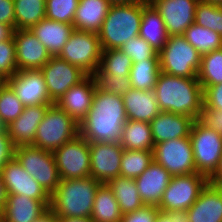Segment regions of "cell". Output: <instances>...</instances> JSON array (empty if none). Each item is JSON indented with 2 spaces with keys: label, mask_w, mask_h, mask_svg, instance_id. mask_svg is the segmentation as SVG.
I'll use <instances>...</instances> for the list:
<instances>
[{
  "label": "cell",
  "mask_w": 222,
  "mask_h": 222,
  "mask_svg": "<svg viewBox=\"0 0 222 222\" xmlns=\"http://www.w3.org/2000/svg\"><path fill=\"white\" fill-rule=\"evenodd\" d=\"M107 184L114 193L123 215L134 212L145 205L138 193L134 179L118 176Z\"/></svg>",
  "instance_id": "obj_31"
},
{
  "label": "cell",
  "mask_w": 222,
  "mask_h": 222,
  "mask_svg": "<svg viewBox=\"0 0 222 222\" xmlns=\"http://www.w3.org/2000/svg\"><path fill=\"white\" fill-rule=\"evenodd\" d=\"M50 99L55 103L68 89L83 81L88 74L76 65L52 56L40 69Z\"/></svg>",
  "instance_id": "obj_13"
},
{
  "label": "cell",
  "mask_w": 222,
  "mask_h": 222,
  "mask_svg": "<svg viewBox=\"0 0 222 222\" xmlns=\"http://www.w3.org/2000/svg\"><path fill=\"white\" fill-rule=\"evenodd\" d=\"M158 54L161 72L177 77L197 78L201 54L183 35L168 36Z\"/></svg>",
  "instance_id": "obj_6"
},
{
  "label": "cell",
  "mask_w": 222,
  "mask_h": 222,
  "mask_svg": "<svg viewBox=\"0 0 222 222\" xmlns=\"http://www.w3.org/2000/svg\"><path fill=\"white\" fill-rule=\"evenodd\" d=\"M74 29L73 24L54 21L45 17L30 30L52 56H58Z\"/></svg>",
  "instance_id": "obj_26"
},
{
  "label": "cell",
  "mask_w": 222,
  "mask_h": 222,
  "mask_svg": "<svg viewBox=\"0 0 222 222\" xmlns=\"http://www.w3.org/2000/svg\"><path fill=\"white\" fill-rule=\"evenodd\" d=\"M209 182L213 185L222 188V156L220 160L219 167L214 175L209 179Z\"/></svg>",
  "instance_id": "obj_51"
},
{
  "label": "cell",
  "mask_w": 222,
  "mask_h": 222,
  "mask_svg": "<svg viewBox=\"0 0 222 222\" xmlns=\"http://www.w3.org/2000/svg\"><path fill=\"white\" fill-rule=\"evenodd\" d=\"M132 60L120 49L102 50L99 68L94 74L129 76Z\"/></svg>",
  "instance_id": "obj_36"
},
{
  "label": "cell",
  "mask_w": 222,
  "mask_h": 222,
  "mask_svg": "<svg viewBox=\"0 0 222 222\" xmlns=\"http://www.w3.org/2000/svg\"><path fill=\"white\" fill-rule=\"evenodd\" d=\"M14 145L7 133H0V171L14 157Z\"/></svg>",
  "instance_id": "obj_48"
},
{
  "label": "cell",
  "mask_w": 222,
  "mask_h": 222,
  "mask_svg": "<svg viewBox=\"0 0 222 222\" xmlns=\"http://www.w3.org/2000/svg\"><path fill=\"white\" fill-rule=\"evenodd\" d=\"M171 177L163 166L153 160L149 167L134 179L143 203L158 207Z\"/></svg>",
  "instance_id": "obj_22"
},
{
  "label": "cell",
  "mask_w": 222,
  "mask_h": 222,
  "mask_svg": "<svg viewBox=\"0 0 222 222\" xmlns=\"http://www.w3.org/2000/svg\"><path fill=\"white\" fill-rule=\"evenodd\" d=\"M159 73L158 53L152 59L133 62L129 75L131 88L142 91H154Z\"/></svg>",
  "instance_id": "obj_32"
},
{
  "label": "cell",
  "mask_w": 222,
  "mask_h": 222,
  "mask_svg": "<svg viewBox=\"0 0 222 222\" xmlns=\"http://www.w3.org/2000/svg\"><path fill=\"white\" fill-rule=\"evenodd\" d=\"M0 133H7V126L0 118Z\"/></svg>",
  "instance_id": "obj_58"
},
{
  "label": "cell",
  "mask_w": 222,
  "mask_h": 222,
  "mask_svg": "<svg viewBox=\"0 0 222 222\" xmlns=\"http://www.w3.org/2000/svg\"><path fill=\"white\" fill-rule=\"evenodd\" d=\"M128 57L131 58L132 63L137 61H145V59H152L158 52L139 35L130 38L120 48Z\"/></svg>",
  "instance_id": "obj_41"
},
{
  "label": "cell",
  "mask_w": 222,
  "mask_h": 222,
  "mask_svg": "<svg viewBox=\"0 0 222 222\" xmlns=\"http://www.w3.org/2000/svg\"><path fill=\"white\" fill-rule=\"evenodd\" d=\"M7 83V79L0 75V90Z\"/></svg>",
  "instance_id": "obj_59"
},
{
  "label": "cell",
  "mask_w": 222,
  "mask_h": 222,
  "mask_svg": "<svg viewBox=\"0 0 222 222\" xmlns=\"http://www.w3.org/2000/svg\"><path fill=\"white\" fill-rule=\"evenodd\" d=\"M50 202L8 194L0 222H35L50 211Z\"/></svg>",
  "instance_id": "obj_20"
},
{
  "label": "cell",
  "mask_w": 222,
  "mask_h": 222,
  "mask_svg": "<svg viewBox=\"0 0 222 222\" xmlns=\"http://www.w3.org/2000/svg\"><path fill=\"white\" fill-rule=\"evenodd\" d=\"M17 71L15 41L11 36L7 40L0 41V75L8 80Z\"/></svg>",
  "instance_id": "obj_42"
},
{
  "label": "cell",
  "mask_w": 222,
  "mask_h": 222,
  "mask_svg": "<svg viewBox=\"0 0 222 222\" xmlns=\"http://www.w3.org/2000/svg\"><path fill=\"white\" fill-rule=\"evenodd\" d=\"M197 173L210 179L217 171L222 156V136L196 119L190 132Z\"/></svg>",
  "instance_id": "obj_7"
},
{
  "label": "cell",
  "mask_w": 222,
  "mask_h": 222,
  "mask_svg": "<svg viewBox=\"0 0 222 222\" xmlns=\"http://www.w3.org/2000/svg\"><path fill=\"white\" fill-rule=\"evenodd\" d=\"M8 194H18L40 201H51V195L31 175L15 157L10 159L0 171Z\"/></svg>",
  "instance_id": "obj_17"
},
{
  "label": "cell",
  "mask_w": 222,
  "mask_h": 222,
  "mask_svg": "<svg viewBox=\"0 0 222 222\" xmlns=\"http://www.w3.org/2000/svg\"><path fill=\"white\" fill-rule=\"evenodd\" d=\"M176 222H189L187 211L176 210Z\"/></svg>",
  "instance_id": "obj_54"
},
{
  "label": "cell",
  "mask_w": 222,
  "mask_h": 222,
  "mask_svg": "<svg viewBox=\"0 0 222 222\" xmlns=\"http://www.w3.org/2000/svg\"><path fill=\"white\" fill-rule=\"evenodd\" d=\"M96 88L94 76L88 75L79 84L68 89L55 104L80 125L90 110Z\"/></svg>",
  "instance_id": "obj_19"
},
{
  "label": "cell",
  "mask_w": 222,
  "mask_h": 222,
  "mask_svg": "<svg viewBox=\"0 0 222 222\" xmlns=\"http://www.w3.org/2000/svg\"><path fill=\"white\" fill-rule=\"evenodd\" d=\"M203 107L222 111V83L208 86L203 90Z\"/></svg>",
  "instance_id": "obj_45"
},
{
  "label": "cell",
  "mask_w": 222,
  "mask_h": 222,
  "mask_svg": "<svg viewBox=\"0 0 222 222\" xmlns=\"http://www.w3.org/2000/svg\"><path fill=\"white\" fill-rule=\"evenodd\" d=\"M127 120L122 96L97 87L90 110L80 123V135L88 142L119 143Z\"/></svg>",
  "instance_id": "obj_1"
},
{
  "label": "cell",
  "mask_w": 222,
  "mask_h": 222,
  "mask_svg": "<svg viewBox=\"0 0 222 222\" xmlns=\"http://www.w3.org/2000/svg\"><path fill=\"white\" fill-rule=\"evenodd\" d=\"M197 78L203 90L222 83V48L201 55Z\"/></svg>",
  "instance_id": "obj_35"
},
{
  "label": "cell",
  "mask_w": 222,
  "mask_h": 222,
  "mask_svg": "<svg viewBox=\"0 0 222 222\" xmlns=\"http://www.w3.org/2000/svg\"><path fill=\"white\" fill-rule=\"evenodd\" d=\"M14 157L50 195L56 190L61 179L53 152L23 145L14 148Z\"/></svg>",
  "instance_id": "obj_8"
},
{
  "label": "cell",
  "mask_w": 222,
  "mask_h": 222,
  "mask_svg": "<svg viewBox=\"0 0 222 222\" xmlns=\"http://www.w3.org/2000/svg\"><path fill=\"white\" fill-rule=\"evenodd\" d=\"M102 47L98 33L75 30L58 57L93 75L99 68Z\"/></svg>",
  "instance_id": "obj_9"
},
{
  "label": "cell",
  "mask_w": 222,
  "mask_h": 222,
  "mask_svg": "<svg viewBox=\"0 0 222 222\" xmlns=\"http://www.w3.org/2000/svg\"><path fill=\"white\" fill-rule=\"evenodd\" d=\"M186 211L189 222H222V188L208 182Z\"/></svg>",
  "instance_id": "obj_24"
},
{
  "label": "cell",
  "mask_w": 222,
  "mask_h": 222,
  "mask_svg": "<svg viewBox=\"0 0 222 222\" xmlns=\"http://www.w3.org/2000/svg\"><path fill=\"white\" fill-rule=\"evenodd\" d=\"M154 222H176V210L158 212Z\"/></svg>",
  "instance_id": "obj_49"
},
{
  "label": "cell",
  "mask_w": 222,
  "mask_h": 222,
  "mask_svg": "<svg viewBox=\"0 0 222 222\" xmlns=\"http://www.w3.org/2000/svg\"><path fill=\"white\" fill-rule=\"evenodd\" d=\"M195 119L191 116L160 112L151 122L154 144L189 137Z\"/></svg>",
  "instance_id": "obj_23"
},
{
  "label": "cell",
  "mask_w": 222,
  "mask_h": 222,
  "mask_svg": "<svg viewBox=\"0 0 222 222\" xmlns=\"http://www.w3.org/2000/svg\"><path fill=\"white\" fill-rule=\"evenodd\" d=\"M49 106H25L21 115L7 126V134L14 147L33 145L37 127Z\"/></svg>",
  "instance_id": "obj_21"
},
{
  "label": "cell",
  "mask_w": 222,
  "mask_h": 222,
  "mask_svg": "<svg viewBox=\"0 0 222 222\" xmlns=\"http://www.w3.org/2000/svg\"><path fill=\"white\" fill-rule=\"evenodd\" d=\"M110 5L108 0H79L73 21L75 30L98 33Z\"/></svg>",
  "instance_id": "obj_27"
},
{
  "label": "cell",
  "mask_w": 222,
  "mask_h": 222,
  "mask_svg": "<svg viewBox=\"0 0 222 222\" xmlns=\"http://www.w3.org/2000/svg\"><path fill=\"white\" fill-rule=\"evenodd\" d=\"M194 22L222 36V7L199 1Z\"/></svg>",
  "instance_id": "obj_39"
},
{
  "label": "cell",
  "mask_w": 222,
  "mask_h": 222,
  "mask_svg": "<svg viewBox=\"0 0 222 222\" xmlns=\"http://www.w3.org/2000/svg\"><path fill=\"white\" fill-rule=\"evenodd\" d=\"M158 212V207L144 205L134 212L124 214L120 222H154Z\"/></svg>",
  "instance_id": "obj_44"
},
{
  "label": "cell",
  "mask_w": 222,
  "mask_h": 222,
  "mask_svg": "<svg viewBox=\"0 0 222 222\" xmlns=\"http://www.w3.org/2000/svg\"><path fill=\"white\" fill-rule=\"evenodd\" d=\"M153 152L124 149L121 157L120 176L135 179L153 162Z\"/></svg>",
  "instance_id": "obj_37"
},
{
  "label": "cell",
  "mask_w": 222,
  "mask_h": 222,
  "mask_svg": "<svg viewBox=\"0 0 222 222\" xmlns=\"http://www.w3.org/2000/svg\"><path fill=\"white\" fill-rule=\"evenodd\" d=\"M79 0H46V18L73 24Z\"/></svg>",
  "instance_id": "obj_40"
},
{
  "label": "cell",
  "mask_w": 222,
  "mask_h": 222,
  "mask_svg": "<svg viewBox=\"0 0 222 222\" xmlns=\"http://www.w3.org/2000/svg\"><path fill=\"white\" fill-rule=\"evenodd\" d=\"M164 21L168 36L184 35L195 21L199 0H148Z\"/></svg>",
  "instance_id": "obj_15"
},
{
  "label": "cell",
  "mask_w": 222,
  "mask_h": 222,
  "mask_svg": "<svg viewBox=\"0 0 222 222\" xmlns=\"http://www.w3.org/2000/svg\"><path fill=\"white\" fill-rule=\"evenodd\" d=\"M123 214L108 184H101L95 195L90 218L94 222H120Z\"/></svg>",
  "instance_id": "obj_30"
},
{
  "label": "cell",
  "mask_w": 222,
  "mask_h": 222,
  "mask_svg": "<svg viewBox=\"0 0 222 222\" xmlns=\"http://www.w3.org/2000/svg\"><path fill=\"white\" fill-rule=\"evenodd\" d=\"M90 177L102 184L120 176L121 157L124 148L120 143L89 142Z\"/></svg>",
  "instance_id": "obj_14"
},
{
  "label": "cell",
  "mask_w": 222,
  "mask_h": 222,
  "mask_svg": "<svg viewBox=\"0 0 222 222\" xmlns=\"http://www.w3.org/2000/svg\"><path fill=\"white\" fill-rule=\"evenodd\" d=\"M60 179H78L90 176L89 142L78 135L53 152Z\"/></svg>",
  "instance_id": "obj_12"
},
{
  "label": "cell",
  "mask_w": 222,
  "mask_h": 222,
  "mask_svg": "<svg viewBox=\"0 0 222 222\" xmlns=\"http://www.w3.org/2000/svg\"><path fill=\"white\" fill-rule=\"evenodd\" d=\"M119 143L124 149L153 152L155 144L151 124L144 121L127 120L122 128Z\"/></svg>",
  "instance_id": "obj_29"
},
{
  "label": "cell",
  "mask_w": 222,
  "mask_h": 222,
  "mask_svg": "<svg viewBox=\"0 0 222 222\" xmlns=\"http://www.w3.org/2000/svg\"><path fill=\"white\" fill-rule=\"evenodd\" d=\"M59 222H94L90 217H57Z\"/></svg>",
  "instance_id": "obj_53"
},
{
  "label": "cell",
  "mask_w": 222,
  "mask_h": 222,
  "mask_svg": "<svg viewBox=\"0 0 222 222\" xmlns=\"http://www.w3.org/2000/svg\"><path fill=\"white\" fill-rule=\"evenodd\" d=\"M122 99L128 120L150 123L161 112L154 91L130 88Z\"/></svg>",
  "instance_id": "obj_25"
},
{
  "label": "cell",
  "mask_w": 222,
  "mask_h": 222,
  "mask_svg": "<svg viewBox=\"0 0 222 222\" xmlns=\"http://www.w3.org/2000/svg\"><path fill=\"white\" fill-rule=\"evenodd\" d=\"M24 106L52 105L45 79L40 70L17 71L7 80Z\"/></svg>",
  "instance_id": "obj_16"
},
{
  "label": "cell",
  "mask_w": 222,
  "mask_h": 222,
  "mask_svg": "<svg viewBox=\"0 0 222 222\" xmlns=\"http://www.w3.org/2000/svg\"><path fill=\"white\" fill-rule=\"evenodd\" d=\"M12 33L13 29L9 25L0 23V41L9 39Z\"/></svg>",
  "instance_id": "obj_52"
},
{
  "label": "cell",
  "mask_w": 222,
  "mask_h": 222,
  "mask_svg": "<svg viewBox=\"0 0 222 222\" xmlns=\"http://www.w3.org/2000/svg\"><path fill=\"white\" fill-rule=\"evenodd\" d=\"M35 222H59V221L57 217L49 211L46 215H44L42 218H40Z\"/></svg>",
  "instance_id": "obj_55"
},
{
  "label": "cell",
  "mask_w": 222,
  "mask_h": 222,
  "mask_svg": "<svg viewBox=\"0 0 222 222\" xmlns=\"http://www.w3.org/2000/svg\"><path fill=\"white\" fill-rule=\"evenodd\" d=\"M204 3L212 4L218 7H222V0H199Z\"/></svg>",
  "instance_id": "obj_57"
},
{
  "label": "cell",
  "mask_w": 222,
  "mask_h": 222,
  "mask_svg": "<svg viewBox=\"0 0 222 222\" xmlns=\"http://www.w3.org/2000/svg\"><path fill=\"white\" fill-rule=\"evenodd\" d=\"M143 0L129 4H111L98 32L102 50L119 49L140 33Z\"/></svg>",
  "instance_id": "obj_4"
},
{
  "label": "cell",
  "mask_w": 222,
  "mask_h": 222,
  "mask_svg": "<svg viewBox=\"0 0 222 222\" xmlns=\"http://www.w3.org/2000/svg\"><path fill=\"white\" fill-rule=\"evenodd\" d=\"M200 120L222 136V111L203 107Z\"/></svg>",
  "instance_id": "obj_46"
},
{
  "label": "cell",
  "mask_w": 222,
  "mask_h": 222,
  "mask_svg": "<svg viewBox=\"0 0 222 222\" xmlns=\"http://www.w3.org/2000/svg\"><path fill=\"white\" fill-rule=\"evenodd\" d=\"M0 23L15 30V9L13 0H0Z\"/></svg>",
  "instance_id": "obj_47"
},
{
  "label": "cell",
  "mask_w": 222,
  "mask_h": 222,
  "mask_svg": "<svg viewBox=\"0 0 222 222\" xmlns=\"http://www.w3.org/2000/svg\"><path fill=\"white\" fill-rule=\"evenodd\" d=\"M17 70H39L52 55L30 30H13Z\"/></svg>",
  "instance_id": "obj_18"
},
{
  "label": "cell",
  "mask_w": 222,
  "mask_h": 222,
  "mask_svg": "<svg viewBox=\"0 0 222 222\" xmlns=\"http://www.w3.org/2000/svg\"><path fill=\"white\" fill-rule=\"evenodd\" d=\"M153 159L163 166L172 177L197 173L190 137L155 144Z\"/></svg>",
  "instance_id": "obj_11"
},
{
  "label": "cell",
  "mask_w": 222,
  "mask_h": 222,
  "mask_svg": "<svg viewBox=\"0 0 222 222\" xmlns=\"http://www.w3.org/2000/svg\"><path fill=\"white\" fill-rule=\"evenodd\" d=\"M7 198H8V192L6 189V185L4 184L2 175L0 173V213L3 211L5 207Z\"/></svg>",
  "instance_id": "obj_50"
},
{
  "label": "cell",
  "mask_w": 222,
  "mask_h": 222,
  "mask_svg": "<svg viewBox=\"0 0 222 222\" xmlns=\"http://www.w3.org/2000/svg\"><path fill=\"white\" fill-rule=\"evenodd\" d=\"M15 9V30L31 29L46 17V0H13Z\"/></svg>",
  "instance_id": "obj_33"
},
{
  "label": "cell",
  "mask_w": 222,
  "mask_h": 222,
  "mask_svg": "<svg viewBox=\"0 0 222 222\" xmlns=\"http://www.w3.org/2000/svg\"><path fill=\"white\" fill-rule=\"evenodd\" d=\"M97 87L105 92L122 96L130 88L129 76H113L111 74H93Z\"/></svg>",
  "instance_id": "obj_43"
},
{
  "label": "cell",
  "mask_w": 222,
  "mask_h": 222,
  "mask_svg": "<svg viewBox=\"0 0 222 222\" xmlns=\"http://www.w3.org/2000/svg\"><path fill=\"white\" fill-rule=\"evenodd\" d=\"M111 4H129L132 2H138L141 0H108Z\"/></svg>",
  "instance_id": "obj_56"
},
{
  "label": "cell",
  "mask_w": 222,
  "mask_h": 222,
  "mask_svg": "<svg viewBox=\"0 0 222 222\" xmlns=\"http://www.w3.org/2000/svg\"><path fill=\"white\" fill-rule=\"evenodd\" d=\"M183 36L201 55L222 48V36L195 22L186 29Z\"/></svg>",
  "instance_id": "obj_34"
},
{
  "label": "cell",
  "mask_w": 222,
  "mask_h": 222,
  "mask_svg": "<svg viewBox=\"0 0 222 222\" xmlns=\"http://www.w3.org/2000/svg\"><path fill=\"white\" fill-rule=\"evenodd\" d=\"M154 93L161 112L200 119L204 99L198 78L177 77L160 71Z\"/></svg>",
  "instance_id": "obj_2"
},
{
  "label": "cell",
  "mask_w": 222,
  "mask_h": 222,
  "mask_svg": "<svg viewBox=\"0 0 222 222\" xmlns=\"http://www.w3.org/2000/svg\"><path fill=\"white\" fill-rule=\"evenodd\" d=\"M208 182L209 179L199 173L171 177L158 205L159 210L186 211L196 202Z\"/></svg>",
  "instance_id": "obj_10"
},
{
  "label": "cell",
  "mask_w": 222,
  "mask_h": 222,
  "mask_svg": "<svg viewBox=\"0 0 222 222\" xmlns=\"http://www.w3.org/2000/svg\"><path fill=\"white\" fill-rule=\"evenodd\" d=\"M139 36L145 39L158 53L168 39L163 19L148 0H143V14Z\"/></svg>",
  "instance_id": "obj_28"
},
{
  "label": "cell",
  "mask_w": 222,
  "mask_h": 222,
  "mask_svg": "<svg viewBox=\"0 0 222 222\" xmlns=\"http://www.w3.org/2000/svg\"><path fill=\"white\" fill-rule=\"evenodd\" d=\"M101 184L90 176L61 179L51 194L50 212L56 217H90Z\"/></svg>",
  "instance_id": "obj_3"
},
{
  "label": "cell",
  "mask_w": 222,
  "mask_h": 222,
  "mask_svg": "<svg viewBox=\"0 0 222 222\" xmlns=\"http://www.w3.org/2000/svg\"><path fill=\"white\" fill-rule=\"evenodd\" d=\"M80 135V125L55 103L50 105L37 127L34 146L54 152Z\"/></svg>",
  "instance_id": "obj_5"
},
{
  "label": "cell",
  "mask_w": 222,
  "mask_h": 222,
  "mask_svg": "<svg viewBox=\"0 0 222 222\" xmlns=\"http://www.w3.org/2000/svg\"><path fill=\"white\" fill-rule=\"evenodd\" d=\"M24 107L13 88L6 83L0 90V118L6 126L21 115Z\"/></svg>",
  "instance_id": "obj_38"
}]
</instances>
